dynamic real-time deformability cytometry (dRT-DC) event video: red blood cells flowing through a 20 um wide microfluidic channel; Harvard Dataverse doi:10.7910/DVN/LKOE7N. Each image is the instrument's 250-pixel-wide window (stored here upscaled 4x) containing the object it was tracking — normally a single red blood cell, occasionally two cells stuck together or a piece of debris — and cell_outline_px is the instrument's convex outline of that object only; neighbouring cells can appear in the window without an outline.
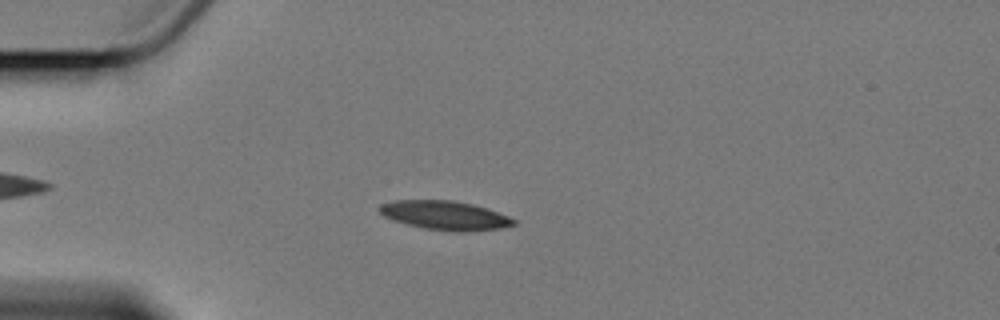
{"species": "Egyptian fruit bat (a non-hibernating species)", "species_latin": "Rousettus aegyptiacus", "temperature_condition": "cold", "stored_images_in_passage": 4, "camera_frame_rate_fps": 3000, "um_per_image_px": 0.085, "animal": {"sex": "female"}, "frame": {"image": 1, "passage_image": 3, "time_ms": 2.667, "image_size_px": [1000, 320], "cell_outline_px": [[516, 224], [500, 228], [464, 232], [452, 232], [424, 228], [392, 220], [384, 216], [380, 212], [380, 204], [396, 200], [452, 200], [472, 204], [508, 216], [516, 220]], "centroid_in_image_um": [37.81, 18.31], "position_along_channel_um": 47.2, "area_um2": 22.48}}